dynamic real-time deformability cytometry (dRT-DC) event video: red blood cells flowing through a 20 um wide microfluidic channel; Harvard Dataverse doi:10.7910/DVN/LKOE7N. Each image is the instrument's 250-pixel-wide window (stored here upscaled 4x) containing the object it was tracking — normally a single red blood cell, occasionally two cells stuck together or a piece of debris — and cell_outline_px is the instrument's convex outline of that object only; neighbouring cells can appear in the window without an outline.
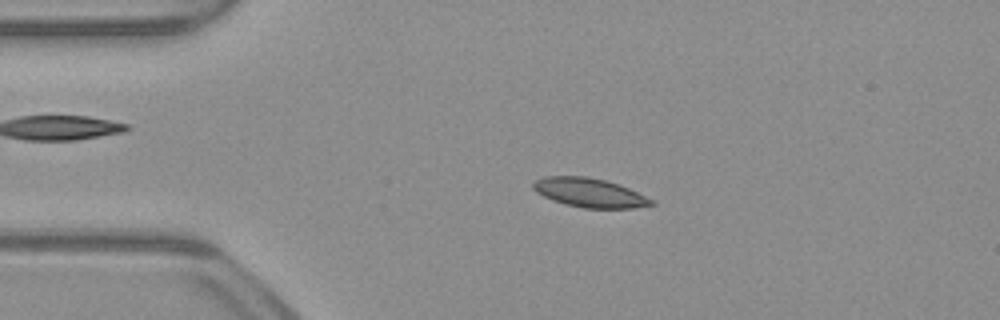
{"species": "common noctule bat (a hibernating species)", "species_latin": "Nyctalus noctula", "temperature_condition": "warm", "stored_images_in_passage": 51, "camera_frame_rate_fps": 3000, "um_per_image_px": 0.085, "animal": {"sex": "male", "body_mass_g": 23.1, "forearm_length_mm": 52.7}, "frame": {"image": 1, "passage_image": 10, "time_ms": 3.0, "image_size_px": [1000, 320], "cell_outline_px": [[656, 204], [632, 208], [584, 208], [552, 200], [536, 192], [532, 188], [532, 184], [536, 180], [544, 176], [588, 176], [620, 184], [656, 200]], "centroid_in_image_um": [50.15, 16.37], "position_along_channel_um": 34.9, "area_um2": 20.11}}
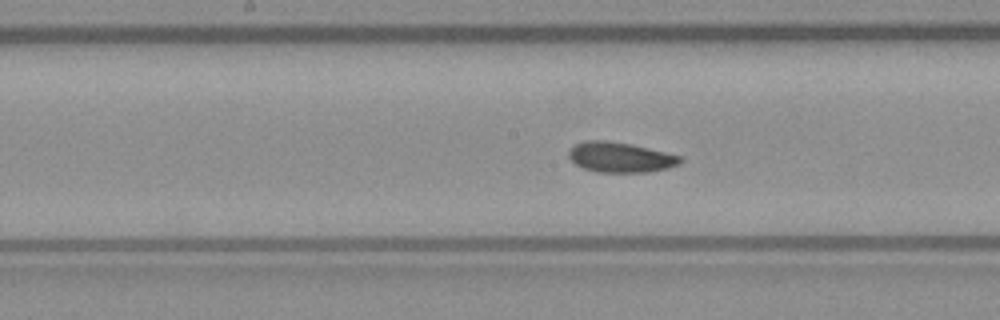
{"frame": {"image": 2, "passage_image": 25, "time_ms": 8.0, "image_size_px": [1000, 320], "cell_outline_px": [[684, 160], [680, 164], [668, 168], [648, 172], [596, 172], [584, 168], [576, 164], [568, 156], [568, 148], [572, 144], [584, 140], [608, 140], [632, 144], [684, 156]], "centroid_in_image_um": [52.74, 13.35], "position_along_channel_um": 195.5, "area_um2": 20.06}}
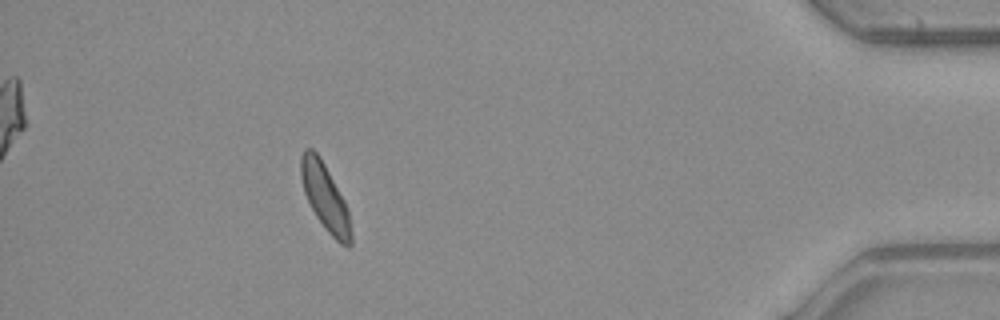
{"frame": {"image": 3, "passage_image": 46, "time_ms": 15.0, "image_size_px": [1000, 320], "cell_outline_px": [[352, 244], [348, 248], [340, 244], [324, 228], [316, 216], [304, 192], [300, 176], [300, 156], [304, 148], [312, 148], [320, 156], [344, 200], [348, 212], [352, 232]], "centroid_in_image_um": [27.63, 16.77], "position_along_channel_um": 407.6, "area_um2": 19.48}, "authors_computed_cell_mechanics": {"area_um2": 19.7098, "velocity_mm_per_s": 3.9096, "shape_relaxation_time_tau1_ms": 4.1787, "shape_relaxation_time_tau2_ms": 8.0528, "deformation_change_tau1": 0.0978, "deformation_change_tau2": 0.1405}}